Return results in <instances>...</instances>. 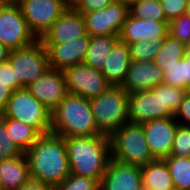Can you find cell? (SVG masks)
I'll return each mask as SVG.
<instances>
[{
	"label": "cell",
	"mask_w": 190,
	"mask_h": 190,
	"mask_svg": "<svg viewBox=\"0 0 190 190\" xmlns=\"http://www.w3.org/2000/svg\"><path fill=\"white\" fill-rule=\"evenodd\" d=\"M31 179L52 187L70 175L64 137L54 133L41 135L25 152Z\"/></svg>",
	"instance_id": "obj_1"
},
{
	"label": "cell",
	"mask_w": 190,
	"mask_h": 190,
	"mask_svg": "<svg viewBox=\"0 0 190 190\" xmlns=\"http://www.w3.org/2000/svg\"><path fill=\"white\" fill-rule=\"evenodd\" d=\"M70 173L101 183L112 159L110 137L106 135L64 138Z\"/></svg>",
	"instance_id": "obj_2"
},
{
	"label": "cell",
	"mask_w": 190,
	"mask_h": 190,
	"mask_svg": "<svg viewBox=\"0 0 190 190\" xmlns=\"http://www.w3.org/2000/svg\"><path fill=\"white\" fill-rule=\"evenodd\" d=\"M51 132L64 138L102 135L94 122L89 99L71 93L51 112Z\"/></svg>",
	"instance_id": "obj_3"
},
{
	"label": "cell",
	"mask_w": 190,
	"mask_h": 190,
	"mask_svg": "<svg viewBox=\"0 0 190 190\" xmlns=\"http://www.w3.org/2000/svg\"><path fill=\"white\" fill-rule=\"evenodd\" d=\"M94 122L102 135L111 136L128 121V94L120 86H110L89 100Z\"/></svg>",
	"instance_id": "obj_4"
},
{
	"label": "cell",
	"mask_w": 190,
	"mask_h": 190,
	"mask_svg": "<svg viewBox=\"0 0 190 190\" xmlns=\"http://www.w3.org/2000/svg\"><path fill=\"white\" fill-rule=\"evenodd\" d=\"M112 159L143 167L155 160L145 140L142 124L127 122L110 136Z\"/></svg>",
	"instance_id": "obj_5"
},
{
	"label": "cell",
	"mask_w": 190,
	"mask_h": 190,
	"mask_svg": "<svg viewBox=\"0 0 190 190\" xmlns=\"http://www.w3.org/2000/svg\"><path fill=\"white\" fill-rule=\"evenodd\" d=\"M0 116L24 122L41 135L51 133V112L26 87L13 91Z\"/></svg>",
	"instance_id": "obj_6"
},
{
	"label": "cell",
	"mask_w": 190,
	"mask_h": 190,
	"mask_svg": "<svg viewBox=\"0 0 190 190\" xmlns=\"http://www.w3.org/2000/svg\"><path fill=\"white\" fill-rule=\"evenodd\" d=\"M8 61L23 87L42 77L50 69L46 49L39 39L26 47L11 50Z\"/></svg>",
	"instance_id": "obj_7"
},
{
	"label": "cell",
	"mask_w": 190,
	"mask_h": 190,
	"mask_svg": "<svg viewBox=\"0 0 190 190\" xmlns=\"http://www.w3.org/2000/svg\"><path fill=\"white\" fill-rule=\"evenodd\" d=\"M38 40L16 2L0 3V43L9 50L31 45Z\"/></svg>",
	"instance_id": "obj_8"
},
{
	"label": "cell",
	"mask_w": 190,
	"mask_h": 190,
	"mask_svg": "<svg viewBox=\"0 0 190 190\" xmlns=\"http://www.w3.org/2000/svg\"><path fill=\"white\" fill-rule=\"evenodd\" d=\"M16 3L37 39L42 37L70 5L66 0H17Z\"/></svg>",
	"instance_id": "obj_9"
},
{
	"label": "cell",
	"mask_w": 190,
	"mask_h": 190,
	"mask_svg": "<svg viewBox=\"0 0 190 190\" xmlns=\"http://www.w3.org/2000/svg\"><path fill=\"white\" fill-rule=\"evenodd\" d=\"M174 117L163 108L162 83L152 90L128 94V121L142 124L155 119Z\"/></svg>",
	"instance_id": "obj_10"
},
{
	"label": "cell",
	"mask_w": 190,
	"mask_h": 190,
	"mask_svg": "<svg viewBox=\"0 0 190 190\" xmlns=\"http://www.w3.org/2000/svg\"><path fill=\"white\" fill-rule=\"evenodd\" d=\"M67 93L92 99L102 94L111 85L100 70L77 64L65 69Z\"/></svg>",
	"instance_id": "obj_11"
},
{
	"label": "cell",
	"mask_w": 190,
	"mask_h": 190,
	"mask_svg": "<svg viewBox=\"0 0 190 190\" xmlns=\"http://www.w3.org/2000/svg\"><path fill=\"white\" fill-rule=\"evenodd\" d=\"M128 15L129 7L114 0L103 10L84 13L87 34L119 36Z\"/></svg>",
	"instance_id": "obj_12"
},
{
	"label": "cell",
	"mask_w": 190,
	"mask_h": 190,
	"mask_svg": "<svg viewBox=\"0 0 190 190\" xmlns=\"http://www.w3.org/2000/svg\"><path fill=\"white\" fill-rule=\"evenodd\" d=\"M178 124L174 117L142 123L145 140L154 159L164 160L170 156Z\"/></svg>",
	"instance_id": "obj_13"
},
{
	"label": "cell",
	"mask_w": 190,
	"mask_h": 190,
	"mask_svg": "<svg viewBox=\"0 0 190 190\" xmlns=\"http://www.w3.org/2000/svg\"><path fill=\"white\" fill-rule=\"evenodd\" d=\"M26 89L52 112L67 94L66 78L63 71L49 69Z\"/></svg>",
	"instance_id": "obj_14"
},
{
	"label": "cell",
	"mask_w": 190,
	"mask_h": 190,
	"mask_svg": "<svg viewBox=\"0 0 190 190\" xmlns=\"http://www.w3.org/2000/svg\"><path fill=\"white\" fill-rule=\"evenodd\" d=\"M86 35L83 14L69 5L39 40L42 44H60Z\"/></svg>",
	"instance_id": "obj_15"
},
{
	"label": "cell",
	"mask_w": 190,
	"mask_h": 190,
	"mask_svg": "<svg viewBox=\"0 0 190 190\" xmlns=\"http://www.w3.org/2000/svg\"><path fill=\"white\" fill-rule=\"evenodd\" d=\"M90 36L70 40L60 44H43L46 49L49 67L64 71L65 69L82 64L88 49Z\"/></svg>",
	"instance_id": "obj_16"
},
{
	"label": "cell",
	"mask_w": 190,
	"mask_h": 190,
	"mask_svg": "<svg viewBox=\"0 0 190 190\" xmlns=\"http://www.w3.org/2000/svg\"><path fill=\"white\" fill-rule=\"evenodd\" d=\"M163 81V71L153 62L131 61L122 87L127 94L152 90Z\"/></svg>",
	"instance_id": "obj_17"
},
{
	"label": "cell",
	"mask_w": 190,
	"mask_h": 190,
	"mask_svg": "<svg viewBox=\"0 0 190 190\" xmlns=\"http://www.w3.org/2000/svg\"><path fill=\"white\" fill-rule=\"evenodd\" d=\"M140 167L110 160L105 171L100 190H142Z\"/></svg>",
	"instance_id": "obj_18"
},
{
	"label": "cell",
	"mask_w": 190,
	"mask_h": 190,
	"mask_svg": "<svg viewBox=\"0 0 190 190\" xmlns=\"http://www.w3.org/2000/svg\"><path fill=\"white\" fill-rule=\"evenodd\" d=\"M168 35V21L138 19L128 15L123 24L119 39L127 44L144 39L165 38Z\"/></svg>",
	"instance_id": "obj_19"
},
{
	"label": "cell",
	"mask_w": 190,
	"mask_h": 190,
	"mask_svg": "<svg viewBox=\"0 0 190 190\" xmlns=\"http://www.w3.org/2000/svg\"><path fill=\"white\" fill-rule=\"evenodd\" d=\"M130 63L129 45L118 39L104 62L101 72L111 86H121Z\"/></svg>",
	"instance_id": "obj_20"
},
{
	"label": "cell",
	"mask_w": 190,
	"mask_h": 190,
	"mask_svg": "<svg viewBox=\"0 0 190 190\" xmlns=\"http://www.w3.org/2000/svg\"><path fill=\"white\" fill-rule=\"evenodd\" d=\"M31 180L26 155L0 160V186L2 190H19Z\"/></svg>",
	"instance_id": "obj_21"
},
{
	"label": "cell",
	"mask_w": 190,
	"mask_h": 190,
	"mask_svg": "<svg viewBox=\"0 0 190 190\" xmlns=\"http://www.w3.org/2000/svg\"><path fill=\"white\" fill-rule=\"evenodd\" d=\"M142 188L147 190H171L174 187L169 168L164 160L155 159L143 167Z\"/></svg>",
	"instance_id": "obj_22"
},
{
	"label": "cell",
	"mask_w": 190,
	"mask_h": 190,
	"mask_svg": "<svg viewBox=\"0 0 190 190\" xmlns=\"http://www.w3.org/2000/svg\"><path fill=\"white\" fill-rule=\"evenodd\" d=\"M119 36H93L90 37L88 49L83 63L96 70H102L104 62Z\"/></svg>",
	"instance_id": "obj_23"
},
{
	"label": "cell",
	"mask_w": 190,
	"mask_h": 190,
	"mask_svg": "<svg viewBox=\"0 0 190 190\" xmlns=\"http://www.w3.org/2000/svg\"><path fill=\"white\" fill-rule=\"evenodd\" d=\"M187 46L167 35L156 53L154 63L164 71L165 68L176 64L186 55Z\"/></svg>",
	"instance_id": "obj_24"
},
{
	"label": "cell",
	"mask_w": 190,
	"mask_h": 190,
	"mask_svg": "<svg viewBox=\"0 0 190 190\" xmlns=\"http://www.w3.org/2000/svg\"><path fill=\"white\" fill-rule=\"evenodd\" d=\"M162 83L190 90V57L185 55L176 64L165 68Z\"/></svg>",
	"instance_id": "obj_25"
},
{
	"label": "cell",
	"mask_w": 190,
	"mask_h": 190,
	"mask_svg": "<svg viewBox=\"0 0 190 190\" xmlns=\"http://www.w3.org/2000/svg\"><path fill=\"white\" fill-rule=\"evenodd\" d=\"M7 129L16 145L25 153L41 136L33 127L11 118H6Z\"/></svg>",
	"instance_id": "obj_26"
},
{
	"label": "cell",
	"mask_w": 190,
	"mask_h": 190,
	"mask_svg": "<svg viewBox=\"0 0 190 190\" xmlns=\"http://www.w3.org/2000/svg\"><path fill=\"white\" fill-rule=\"evenodd\" d=\"M175 189L190 190V158L169 156L165 158Z\"/></svg>",
	"instance_id": "obj_27"
},
{
	"label": "cell",
	"mask_w": 190,
	"mask_h": 190,
	"mask_svg": "<svg viewBox=\"0 0 190 190\" xmlns=\"http://www.w3.org/2000/svg\"><path fill=\"white\" fill-rule=\"evenodd\" d=\"M129 15L138 19L168 21L160 0H138L129 7Z\"/></svg>",
	"instance_id": "obj_28"
},
{
	"label": "cell",
	"mask_w": 190,
	"mask_h": 190,
	"mask_svg": "<svg viewBox=\"0 0 190 190\" xmlns=\"http://www.w3.org/2000/svg\"><path fill=\"white\" fill-rule=\"evenodd\" d=\"M164 38H155L152 41L142 40L129 43L131 61H154L156 53L160 50Z\"/></svg>",
	"instance_id": "obj_29"
},
{
	"label": "cell",
	"mask_w": 190,
	"mask_h": 190,
	"mask_svg": "<svg viewBox=\"0 0 190 190\" xmlns=\"http://www.w3.org/2000/svg\"><path fill=\"white\" fill-rule=\"evenodd\" d=\"M25 153L16 145L7 129L6 118L0 116V160L13 159Z\"/></svg>",
	"instance_id": "obj_30"
},
{
	"label": "cell",
	"mask_w": 190,
	"mask_h": 190,
	"mask_svg": "<svg viewBox=\"0 0 190 190\" xmlns=\"http://www.w3.org/2000/svg\"><path fill=\"white\" fill-rule=\"evenodd\" d=\"M168 35L173 39L190 44V17L186 14L168 21Z\"/></svg>",
	"instance_id": "obj_31"
},
{
	"label": "cell",
	"mask_w": 190,
	"mask_h": 190,
	"mask_svg": "<svg viewBox=\"0 0 190 190\" xmlns=\"http://www.w3.org/2000/svg\"><path fill=\"white\" fill-rule=\"evenodd\" d=\"M170 156L190 158V126L178 124Z\"/></svg>",
	"instance_id": "obj_32"
},
{
	"label": "cell",
	"mask_w": 190,
	"mask_h": 190,
	"mask_svg": "<svg viewBox=\"0 0 190 190\" xmlns=\"http://www.w3.org/2000/svg\"><path fill=\"white\" fill-rule=\"evenodd\" d=\"M54 190H100V183L94 179L70 173Z\"/></svg>",
	"instance_id": "obj_33"
},
{
	"label": "cell",
	"mask_w": 190,
	"mask_h": 190,
	"mask_svg": "<svg viewBox=\"0 0 190 190\" xmlns=\"http://www.w3.org/2000/svg\"><path fill=\"white\" fill-rule=\"evenodd\" d=\"M187 93L188 90L186 89L176 88L162 83L163 108H168V110L174 115Z\"/></svg>",
	"instance_id": "obj_34"
},
{
	"label": "cell",
	"mask_w": 190,
	"mask_h": 190,
	"mask_svg": "<svg viewBox=\"0 0 190 190\" xmlns=\"http://www.w3.org/2000/svg\"><path fill=\"white\" fill-rule=\"evenodd\" d=\"M113 0H72L70 6L77 12L84 14L87 12L103 10Z\"/></svg>",
	"instance_id": "obj_35"
},
{
	"label": "cell",
	"mask_w": 190,
	"mask_h": 190,
	"mask_svg": "<svg viewBox=\"0 0 190 190\" xmlns=\"http://www.w3.org/2000/svg\"><path fill=\"white\" fill-rule=\"evenodd\" d=\"M188 0H160L164 14L168 21L186 13Z\"/></svg>",
	"instance_id": "obj_36"
},
{
	"label": "cell",
	"mask_w": 190,
	"mask_h": 190,
	"mask_svg": "<svg viewBox=\"0 0 190 190\" xmlns=\"http://www.w3.org/2000/svg\"><path fill=\"white\" fill-rule=\"evenodd\" d=\"M0 82L7 83V85L13 91L24 88L15 77L14 71L9 61L0 63Z\"/></svg>",
	"instance_id": "obj_37"
},
{
	"label": "cell",
	"mask_w": 190,
	"mask_h": 190,
	"mask_svg": "<svg viewBox=\"0 0 190 190\" xmlns=\"http://www.w3.org/2000/svg\"><path fill=\"white\" fill-rule=\"evenodd\" d=\"M174 118L179 124L190 126V91L184 97V100L174 114Z\"/></svg>",
	"instance_id": "obj_38"
},
{
	"label": "cell",
	"mask_w": 190,
	"mask_h": 190,
	"mask_svg": "<svg viewBox=\"0 0 190 190\" xmlns=\"http://www.w3.org/2000/svg\"><path fill=\"white\" fill-rule=\"evenodd\" d=\"M12 93L13 90L7 85V83L0 82V115L4 112Z\"/></svg>",
	"instance_id": "obj_39"
},
{
	"label": "cell",
	"mask_w": 190,
	"mask_h": 190,
	"mask_svg": "<svg viewBox=\"0 0 190 190\" xmlns=\"http://www.w3.org/2000/svg\"><path fill=\"white\" fill-rule=\"evenodd\" d=\"M19 190H54V187L31 179L29 182L24 184Z\"/></svg>",
	"instance_id": "obj_40"
},
{
	"label": "cell",
	"mask_w": 190,
	"mask_h": 190,
	"mask_svg": "<svg viewBox=\"0 0 190 190\" xmlns=\"http://www.w3.org/2000/svg\"><path fill=\"white\" fill-rule=\"evenodd\" d=\"M10 51L6 46L0 43V63L8 61Z\"/></svg>",
	"instance_id": "obj_41"
},
{
	"label": "cell",
	"mask_w": 190,
	"mask_h": 190,
	"mask_svg": "<svg viewBox=\"0 0 190 190\" xmlns=\"http://www.w3.org/2000/svg\"><path fill=\"white\" fill-rule=\"evenodd\" d=\"M114 1L120 2V3L125 4L128 7H130L132 4H134L138 0H114Z\"/></svg>",
	"instance_id": "obj_42"
},
{
	"label": "cell",
	"mask_w": 190,
	"mask_h": 190,
	"mask_svg": "<svg viewBox=\"0 0 190 190\" xmlns=\"http://www.w3.org/2000/svg\"><path fill=\"white\" fill-rule=\"evenodd\" d=\"M186 15L190 17V0L187 1V7H186Z\"/></svg>",
	"instance_id": "obj_43"
},
{
	"label": "cell",
	"mask_w": 190,
	"mask_h": 190,
	"mask_svg": "<svg viewBox=\"0 0 190 190\" xmlns=\"http://www.w3.org/2000/svg\"><path fill=\"white\" fill-rule=\"evenodd\" d=\"M17 0H0V3L16 2Z\"/></svg>",
	"instance_id": "obj_44"
},
{
	"label": "cell",
	"mask_w": 190,
	"mask_h": 190,
	"mask_svg": "<svg viewBox=\"0 0 190 190\" xmlns=\"http://www.w3.org/2000/svg\"><path fill=\"white\" fill-rule=\"evenodd\" d=\"M186 55L190 57V44L187 45Z\"/></svg>",
	"instance_id": "obj_45"
}]
</instances>
